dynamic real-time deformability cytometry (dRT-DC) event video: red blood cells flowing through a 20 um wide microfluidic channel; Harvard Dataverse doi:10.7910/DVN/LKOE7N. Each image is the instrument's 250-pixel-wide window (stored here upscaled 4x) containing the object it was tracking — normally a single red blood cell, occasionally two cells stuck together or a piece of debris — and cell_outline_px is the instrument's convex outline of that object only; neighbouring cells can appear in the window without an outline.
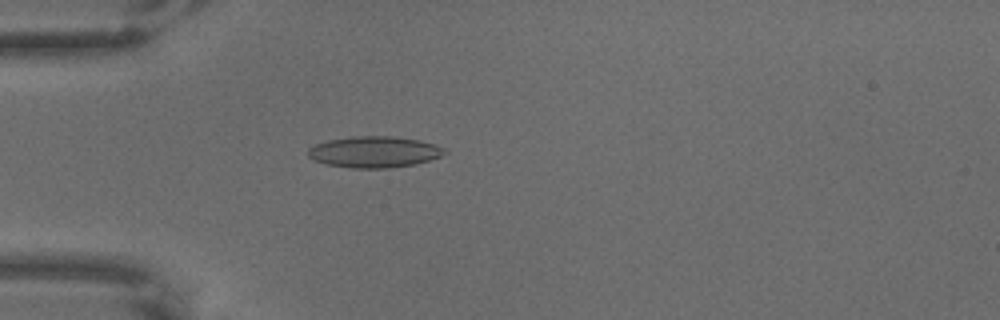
{"species": "common noctule bat (a hibernating species)", "species_latin": "Nyctalus noctula", "temperature_condition": "warm", "stored_images_in_passage": 5, "camera_frame_rate_fps": 3000, "um_per_image_px": 0.085, "animal": {"sex": "male", "body_mass_g": 18.8}, "frame": {"image": 1, "passage_image": 5, "time_ms": 1.333, "image_size_px": [1000, 320], "cell_outline_px": [[448, 152], [440, 156], [416, 164], [388, 168], [352, 168], [328, 164], [316, 160], [308, 156], [308, 148], [316, 144], [328, 140], [352, 136], [392, 136], [420, 140], [436, 144], [444, 148]], "centroid_in_image_um": [31.84, 12.9], "position_along_channel_um": 53.2, "area_um2": 24.8}}